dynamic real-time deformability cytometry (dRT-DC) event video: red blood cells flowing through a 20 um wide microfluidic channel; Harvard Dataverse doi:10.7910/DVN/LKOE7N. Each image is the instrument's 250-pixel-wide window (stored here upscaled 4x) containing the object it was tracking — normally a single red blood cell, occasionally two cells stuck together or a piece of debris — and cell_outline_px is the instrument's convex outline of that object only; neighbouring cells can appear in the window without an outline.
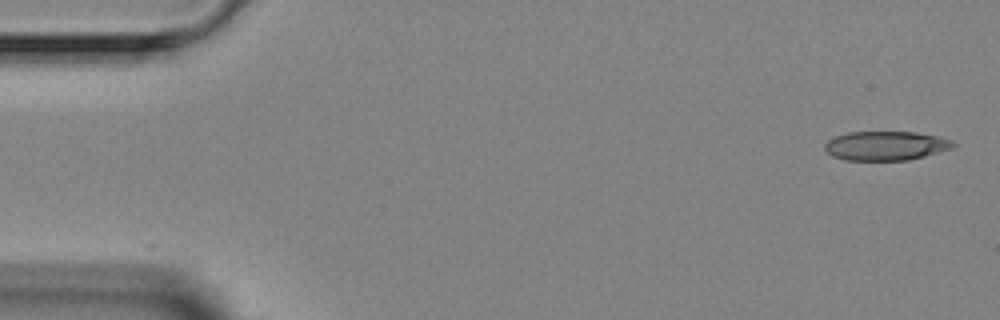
{"species": "Egyptian fruit bat (a non-hibernating species)", "species_latin": "Rousettus aegyptiacus", "temperature_condition": "room temperature", "stored_images_in_passage": 5, "camera_frame_rate_fps": 3000, "um_per_image_px": 0.085, "animal": {"sex": "female"}, "frame": {"image": 1, "passage_image": 1, "time_ms": 0.0, "image_size_px": [1000, 320], "cell_outline_px": [[956, 144], [952, 148], [924, 156], [908, 160], [844, 160], [832, 156], [824, 148], [824, 144], [828, 140], [836, 136], [848, 132], [916, 132], [940, 136], [952, 140]], "centroid_in_image_um": [75.3, 12.38], "position_along_channel_um": 9.7, "area_um2": 21.85}}
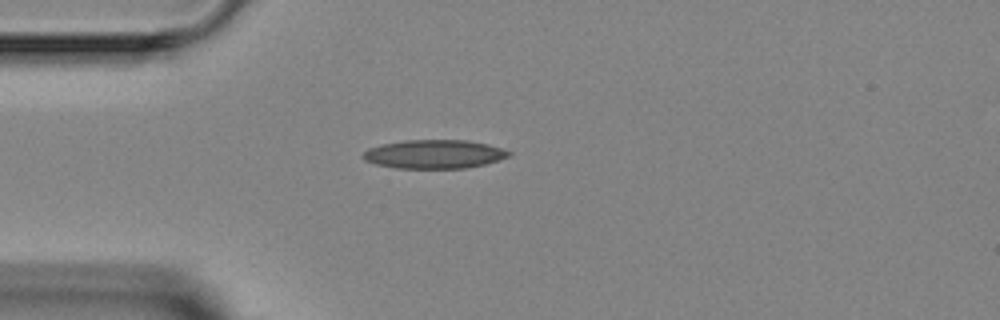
{"frame": {"image": 2, "passage_image": 4, "time_ms": 3.667, "image_size_px": [1000, 320], "cell_outline_px": [[512, 156], [500, 160], [468, 168], [396, 168], [376, 164], [364, 160], [360, 156], [368, 148], [384, 144], [408, 140], [468, 140], [488, 144], [512, 152]], "centroid_in_image_um": [36.94, 13.1], "position_along_channel_um": 48.1, "area_um2": 24.45}}